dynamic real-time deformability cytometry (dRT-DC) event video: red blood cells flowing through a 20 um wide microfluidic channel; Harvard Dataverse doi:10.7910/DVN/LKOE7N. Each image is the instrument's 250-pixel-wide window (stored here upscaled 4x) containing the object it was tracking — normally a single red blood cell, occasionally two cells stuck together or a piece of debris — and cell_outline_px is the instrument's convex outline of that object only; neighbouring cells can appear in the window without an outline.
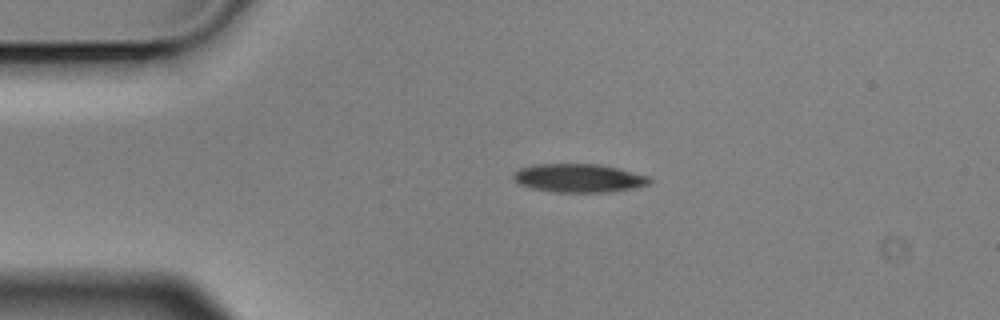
{"species": "Egyptian fruit bat (a non-hibernating species)", "species_latin": "Rousettus aegyptiacus", "temperature_condition": "cold", "stored_images_in_passage": 2, "camera_frame_rate_fps": 3000, "um_per_image_px": 0.085, "animal": {"sex": "male"}, "frame": {"image": 1, "passage_image": 1, "time_ms": 0.0, "image_size_px": [1000, 320], "cell_outline_px": [[652, 180], [648, 184], [632, 188], [608, 192], [552, 192], [532, 188], [520, 184], [512, 180], [512, 172], [520, 168], [536, 164], [600, 164], [620, 168], [648, 176]], "centroid_in_image_um": [49.16, 15.13], "position_along_channel_um": 35.8, "area_um2": 22.72}}